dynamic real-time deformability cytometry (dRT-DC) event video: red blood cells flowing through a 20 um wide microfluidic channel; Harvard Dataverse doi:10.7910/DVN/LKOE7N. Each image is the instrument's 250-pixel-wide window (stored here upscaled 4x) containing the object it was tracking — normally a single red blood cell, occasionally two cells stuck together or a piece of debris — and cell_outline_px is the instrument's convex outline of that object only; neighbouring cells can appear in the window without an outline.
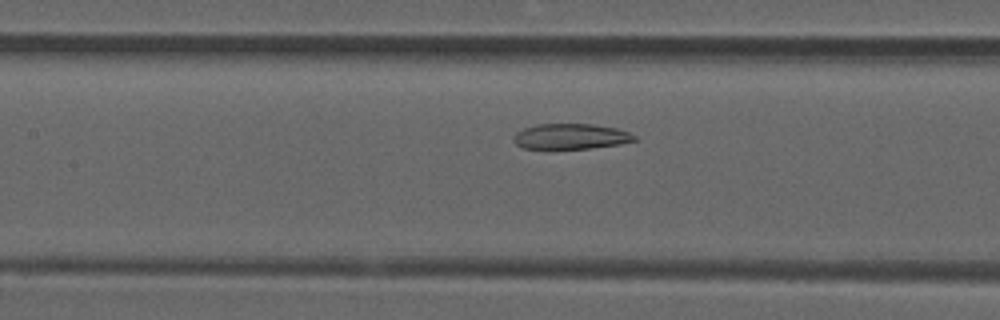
{"species": "common noctule bat (a hibernating species)", "species_latin": "Nyctalus noctula", "temperature_condition": "room temperature", "stored_images_in_passage": 41, "camera_frame_rate_fps": 3000, "um_per_image_px": 0.085, "animal": {"sex": "male", "forearm_length_mm": 52.5}, "frame": {"image": 1, "passage_image": 12, "time_ms": 3.667, "image_size_px": [1000, 320], "cell_outline_px": [[640, 140], [620, 144], [588, 148], [520, 148], [512, 140], [516, 132], [524, 128], [536, 124], [592, 124], [616, 128], [628, 132], [636, 136]], "centroid_in_image_um": [48.52, 11.59], "position_along_channel_um": 158.9, "area_um2": 17.92}}
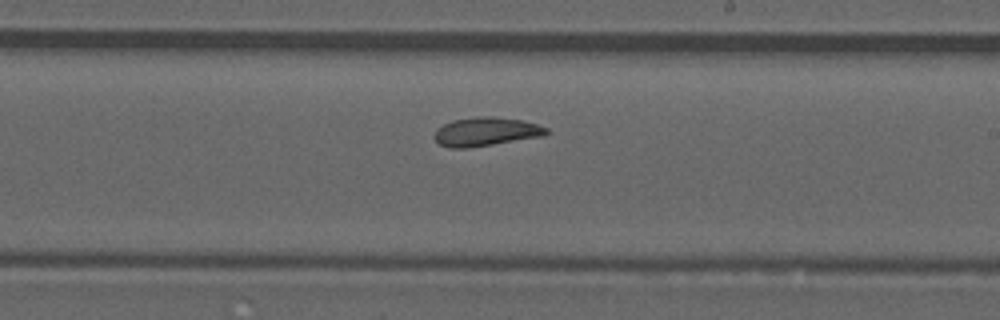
{"frame": {"image": 2, "passage_image": 19, "time_ms": 6.0, "image_size_px": [1000, 320], "cell_outline_px": [[548, 132], [544, 136], [468, 148], [448, 148], [440, 144], [432, 136], [436, 128], [452, 120], [480, 116], [496, 116], [524, 120], [548, 128]], "centroid_in_image_um": [41.28, 11.19], "position_along_channel_um": 247.7, "area_um2": 18.96}}
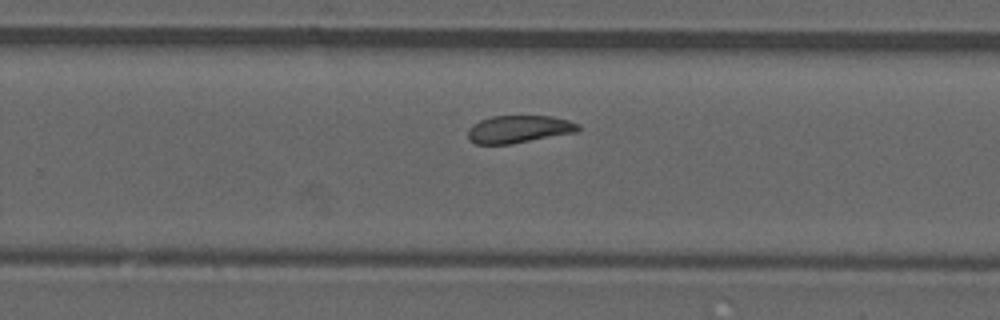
{"frame": {"image": 3, "passage_image": 22, "time_ms": 7.0, "image_size_px": [1000, 320], "cell_outline_px": [[580, 132], [512, 144], [476, 144], [468, 140], [468, 128], [472, 124], [480, 120], [492, 116], [548, 116], [568, 120], [580, 124]], "centroid_in_image_um": [44.12, 10.99], "position_along_channel_um": 285.7, "area_um2": 17.98}, "authors_computed_cell_mechanics": {"area_um2": 18.785, "velocity_mm_per_s": 3.8273, "shape_relaxation_time_tau1_ms": null, "shape_relaxation_time_tau2_ms": 10.9252, "deformation_change_tau1": null, "deformation_change_tau2": 0.1487}}